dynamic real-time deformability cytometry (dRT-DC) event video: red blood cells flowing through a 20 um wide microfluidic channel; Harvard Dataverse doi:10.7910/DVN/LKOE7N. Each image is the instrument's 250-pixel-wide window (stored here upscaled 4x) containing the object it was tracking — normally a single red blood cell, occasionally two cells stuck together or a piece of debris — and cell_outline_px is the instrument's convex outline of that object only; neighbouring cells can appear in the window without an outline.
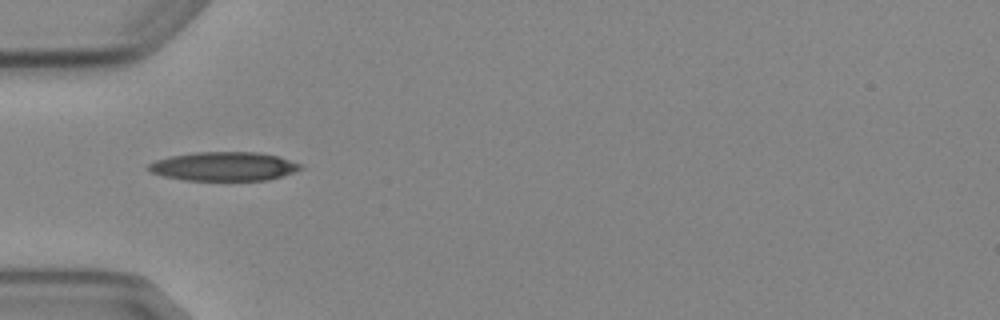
{"species": "Egyptian fruit bat (a non-hibernating species)", "species_latin": "Rousettus aegyptiacus", "temperature_condition": "cold", "stored_images_in_passage": 5, "camera_frame_rate_fps": 3000, "um_per_image_px": 0.085, "animal": {"sex": "female"}, "frame": {"image": 1, "passage_image": 4, "time_ms": 4.333, "image_size_px": [1000, 320], "cell_outline_px": [[304, 168], [268, 180], [184, 180], [164, 176], [148, 172], [144, 168], [148, 164], [156, 160], [168, 156], [196, 152], [260, 152], [276, 156], [300, 164]], "centroid_in_image_um": [18.94, 14.14], "position_along_channel_um": 66.1, "area_um2": 25.61}}
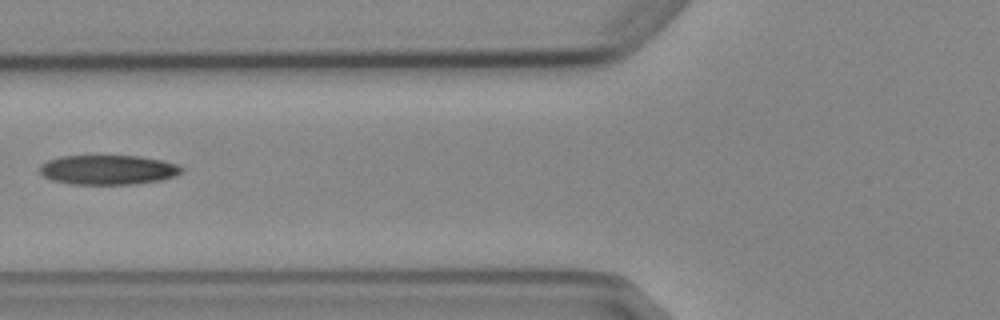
{"frame": {"image": 2, "passage_image": 5, "time_ms": 5.667, "image_size_px": [1000, 320], "cell_outline_px": [[184, 172], [176, 176], [160, 180], [136, 184], [72, 184], [52, 180], [44, 176], [40, 172], [40, 164], [48, 160], [60, 156], [140, 156], [164, 160], [176, 164], [184, 168]], "centroid_in_image_um": [9.22, 14.43], "position_along_channel_um": 116.6, "area_um2": 24.62}}